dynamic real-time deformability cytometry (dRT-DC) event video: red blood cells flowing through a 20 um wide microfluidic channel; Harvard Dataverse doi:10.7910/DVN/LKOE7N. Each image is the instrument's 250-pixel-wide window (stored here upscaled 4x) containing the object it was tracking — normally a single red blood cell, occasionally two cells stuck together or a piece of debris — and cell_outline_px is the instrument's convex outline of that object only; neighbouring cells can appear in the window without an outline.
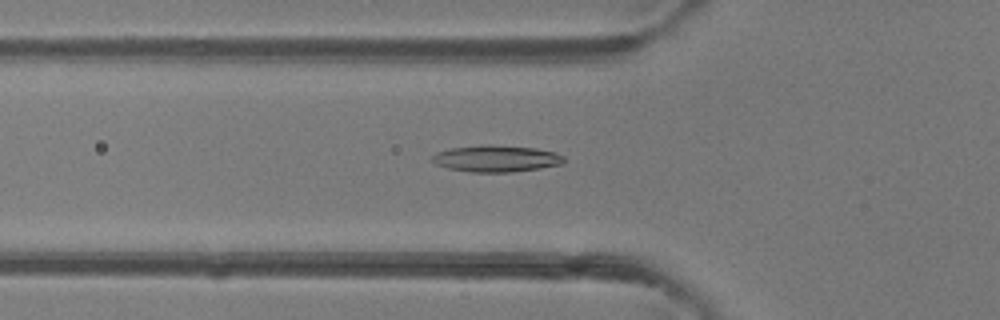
{"species": "common noctule bat (a hibernating species)", "species_latin": "Nyctalus noctula", "temperature_condition": "room temperature", "stored_images_in_passage": 48, "camera_frame_rate_fps": 3000, "um_per_image_px": 0.085, "animal": {"sex": "female"}, "frame": {"image": 1, "passage_image": 17, "time_ms": 5.333, "image_size_px": [1000, 320], "cell_outline_px": [[564, 164], [540, 168], [512, 172], [472, 172], [448, 168], [436, 164], [432, 160], [432, 156], [436, 152], [448, 148], [480, 144], [492, 144], [536, 148], [552, 152], [564, 156]], "centroid_in_image_um": [42.16, 13.46], "position_along_channel_um": 83.6, "area_um2": 20.63}}
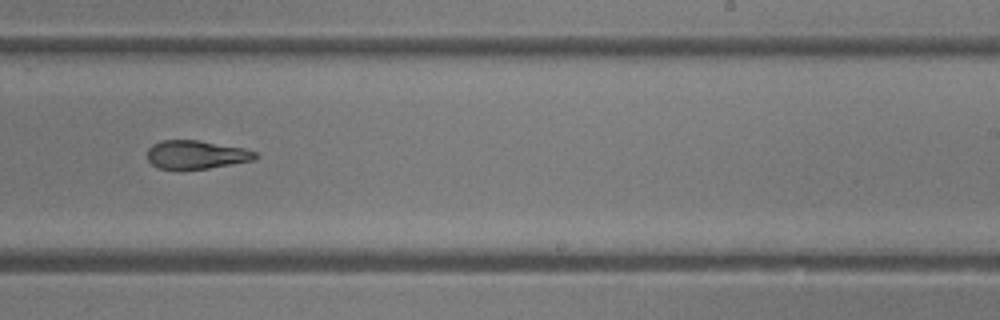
{"frame": {"image": 2, "passage_image": 30, "time_ms": 9.667, "image_size_px": [1000, 320], "cell_outline_px": [[256, 156], [252, 160], [208, 168], [156, 168], [148, 160], [148, 148], [152, 144], [160, 140], [196, 140], [244, 148], [256, 152]], "centroid_in_image_um": [16.63, 13.12], "position_along_channel_um": 272.4, "area_um2": 17.51}}
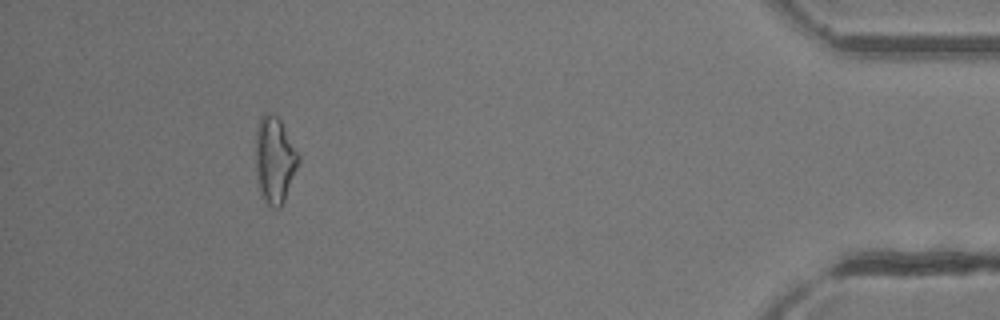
{"frame": {"image": 3, "passage_image": 44, "time_ms": 14.333, "image_size_px": [1000, 320], "cell_outline_px": [[300, 160], [284, 200], [280, 208], [272, 208], [260, 196], [256, 176], [256, 128], [260, 116], [264, 112], [272, 112], [280, 120], [300, 156]], "centroid_in_image_um": [23.32, 13.58], "position_along_channel_um": 411.9, "area_um2": 21.68}, "authors_computed_cell_mechanics": {"area_um2": 19.8543, "velocity_mm_per_s": 4.3457, "shape_relaxation_time_tau1_ms": null, "shape_relaxation_time_tau2_ms": 4.4358, "deformation_change_tau1": null, "deformation_change_tau2": 0.1513}}